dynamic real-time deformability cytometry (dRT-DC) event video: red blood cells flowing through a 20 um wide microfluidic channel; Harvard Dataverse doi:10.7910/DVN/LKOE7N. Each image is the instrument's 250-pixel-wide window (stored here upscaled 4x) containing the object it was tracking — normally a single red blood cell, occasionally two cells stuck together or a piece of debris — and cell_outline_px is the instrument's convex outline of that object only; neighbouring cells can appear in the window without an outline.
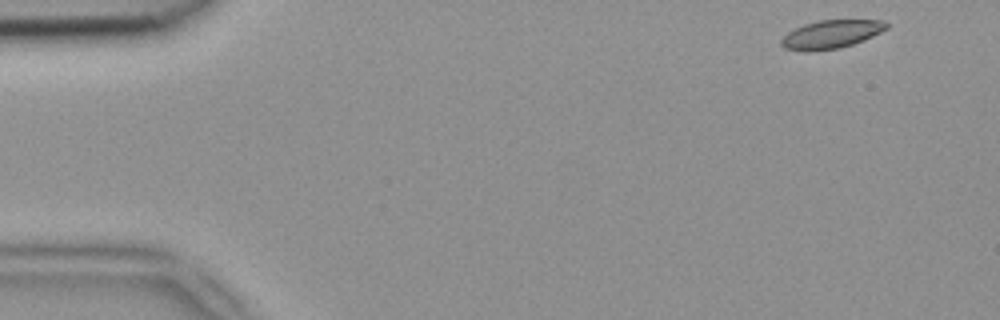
{"species": "common noctule bat (a hibernating species)", "species_latin": "Nyctalus noctula", "temperature_condition": "room temperature", "stored_images_in_passage": 50, "segment_of_instrument_passage": [1, 2], "camera_frame_rate_fps": 3000, "um_per_image_px": 0.085, "animal": {"sex": "female", "body_mass_g": 18.4}, "frame": {"image": 1, "passage_image": 1, "time_ms": 0.0, "image_size_px": [1000, 320], "cell_outline_px": [[888, 28], [864, 40], [840, 48], [804, 52], [784, 48], [780, 44], [780, 40], [788, 32], [804, 24], [820, 20], [880, 20], [888, 24]], "centroid_in_image_um": [70.62, 2.92], "position_along_channel_um": 14.4, "area_um2": 17.28}}
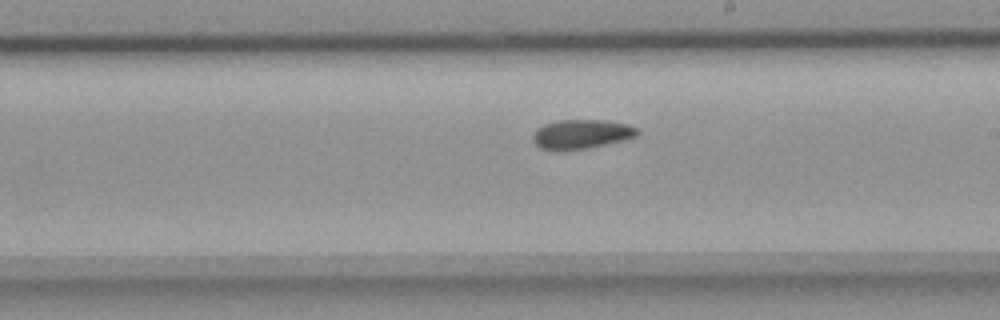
{"frame": {"image": 2, "passage_image": 27, "time_ms": 8.667, "image_size_px": [1000, 320], "cell_outline_px": [[640, 132], [636, 136], [624, 140], [588, 148], [540, 148], [532, 140], [532, 136], [536, 128], [544, 124], [556, 120], [604, 120], [628, 124], [636, 128]], "centroid_in_image_um": [49.44, 11.36], "position_along_channel_um": 239.6, "area_um2": 17.46}}
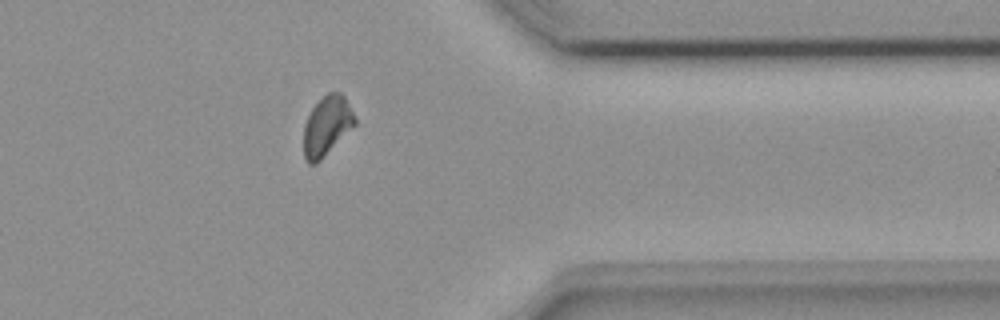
{"frame": {"image": 3, "passage_image": 39, "time_ms": 12.667, "image_size_px": [1000, 320], "cell_outline_px": [[356, 124], [316, 164], [308, 164], [304, 156], [304, 124], [312, 108], [328, 92], [340, 92], [344, 96], [356, 116]], "centroid_in_image_um": [27.79, 10.7], "position_along_channel_um": 383.6, "area_um2": 17.57}}